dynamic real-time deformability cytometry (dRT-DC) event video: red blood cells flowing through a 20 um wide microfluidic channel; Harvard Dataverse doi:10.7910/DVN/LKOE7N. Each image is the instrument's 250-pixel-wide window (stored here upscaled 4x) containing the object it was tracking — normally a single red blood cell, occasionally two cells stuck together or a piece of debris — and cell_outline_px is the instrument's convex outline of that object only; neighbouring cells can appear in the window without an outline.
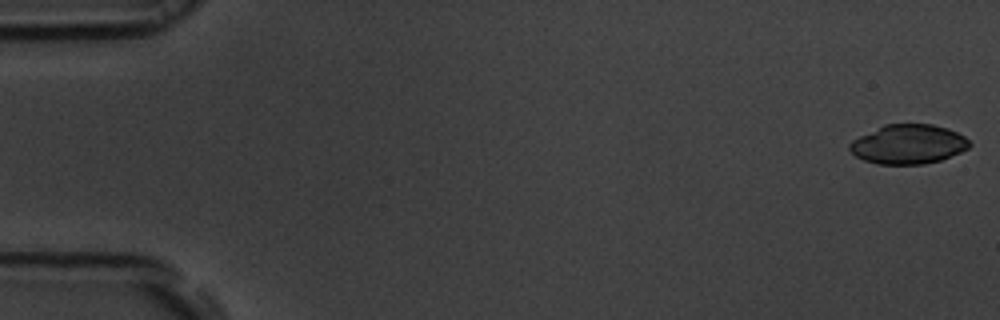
{"species": "common noctule bat (a hibernating species)", "species_latin": "Nyctalus noctula", "temperature_condition": "room temperature", "stored_images_in_passage": 49, "camera_frame_rate_fps": 3000, "um_per_image_px": 0.085, "animal": {"sex": "male", "body_mass_g": 19.5, "forearm_length_mm": 54.6}, "frame": {"image": 1, "passage_image": 1, "time_ms": 0.0, "image_size_px": [1000, 320], "cell_outline_px": [[972, 144], [968, 148], [960, 152], [940, 160], [924, 164], [876, 164], [864, 160], [856, 156], [848, 148], [848, 144], [852, 140], [884, 124], [932, 124], [948, 128], [964, 136]], "centroid_in_image_um": [77.19, 12.26], "position_along_channel_um": 7.8, "area_um2": 27.46}}